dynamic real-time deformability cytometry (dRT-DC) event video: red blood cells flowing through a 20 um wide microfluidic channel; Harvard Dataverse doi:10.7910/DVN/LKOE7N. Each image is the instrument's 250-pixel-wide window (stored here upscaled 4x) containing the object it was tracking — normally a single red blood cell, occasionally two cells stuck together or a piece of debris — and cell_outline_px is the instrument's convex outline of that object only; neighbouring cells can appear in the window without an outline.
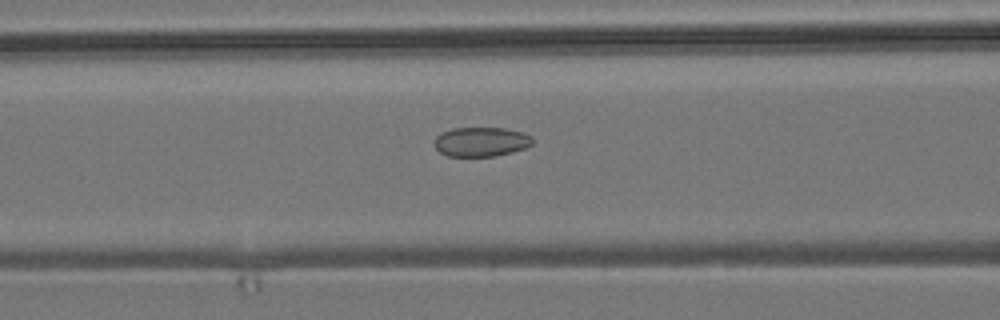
{"species": "common noctule bat (a hibernating species)", "species_latin": "Nyctalus noctula", "temperature_condition": "room temperature", "stored_images_in_passage": 48, "camera_frame_rate_fps": 3000, "um_per_image_px": 0.085, "animal": {"sex": "male", "body_mass_g": 19.2, "forearm_length_mm": 51.8}, "frame": {"image": 1, "passage_image": 22, "time_ms": 7.0, "image_size_px": [1000, 320], "cell_outline_px": [[532, 144], [524, 148], [512, 152], [496, 156], [448, 156], [440, 152], [432, 144], [436, 136], [440, 132], [452, 128], [504, 128], [524, 132], [532, 136]], "centroid_in_image_um": [40.87, 12.04], "position_along_channel_um": 125.7, "area_um2": 16.99}}
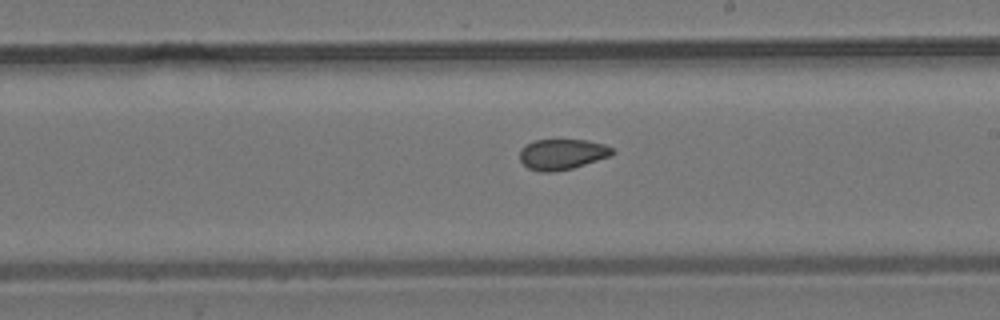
{"frame": {"image": 2, "passage_image": 31, "time_ms": 10.0, "image_size_px": [1000, 320], "cell_outline_px": [[616, 152], [612, 156], [572, 168], [552, 172], [540, 172], [528, 168], [520, 160], [520, 148], [536, 140], [588, 140], [604, 144], [612, 148]], "centroid_in_image_um": [47.81, 13.11], "position_along_channel_um": 241.2, "area_um2": 16.53}}
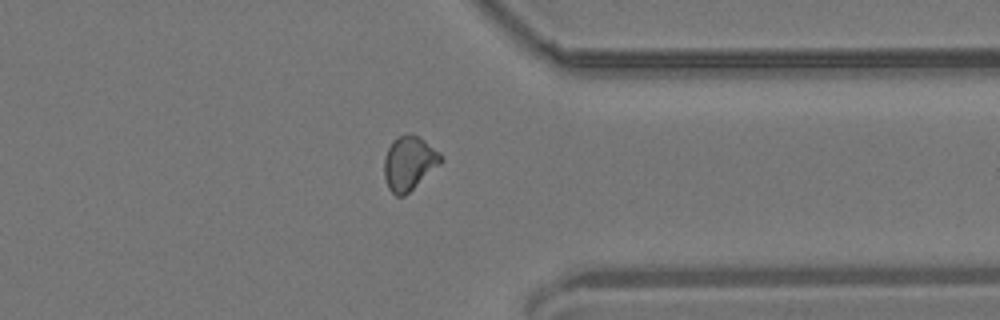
{"frame": {"image": 3, "passage_image": 42, "time_ms": 13.667, "image_size_px": [1000, 320], "cell_outline_px": [[444, 160], [440, 164], [404, 196], [396, 196], [388, 188], [384, 176], [384, 160], [388, 148], [392, 140], [396, 136], [416, 136], [424, 140], [440, 152]], "centroid_in_image_um": [34.77, 13.88], "position_along_channel_um": 376.6, "area_um2": 17.57}}